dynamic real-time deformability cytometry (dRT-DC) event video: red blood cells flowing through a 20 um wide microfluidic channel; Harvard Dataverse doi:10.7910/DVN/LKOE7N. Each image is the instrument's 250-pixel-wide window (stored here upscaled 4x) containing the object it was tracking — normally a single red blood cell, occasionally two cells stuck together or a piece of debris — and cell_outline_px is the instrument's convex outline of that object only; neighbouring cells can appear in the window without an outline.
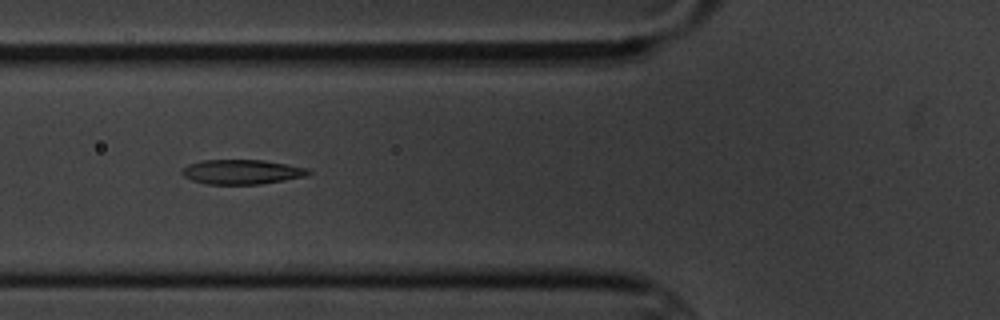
{"species": "common noctule bat (a hibernating species)", "species_latin": "Nyctalus noctula", "temperature_condition": "cold", "stored_images_in_passage": 7, "camera_frame_rate_fps": 3000, "um_per_image_px": 0.085, "animal": {"sex": "male", "body_mass_g": 20.1, "forearm_length_mm": 53.5}, "frame": {"image": 1, "passage_image": 6, "time_ms": 5.667, "image_size_px": [1000, 320], "cell_outline_px": [[312, 172], [308, 176], [260, 184], [208, 184], [192, 180], [184, 176], [180, 172], [180, 168], [188, 164], [204, 160], [264, 160], [288, 164], [308, 168]], "centroid_in_image_um": [20.56, 14.6], "position_along_channel_um": 105.2, "area_um2": 18.26}}
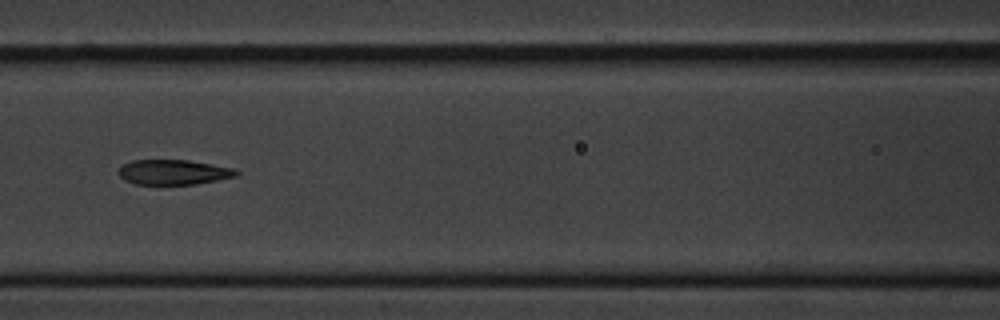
{"frame": {"image": 2, "passage_image": 7, "time_ms": 7.0, "image_size_px": [1000, 320], "cell_outline_px": [[240, 172], [236, 176], [196, 184], [136, 184], [124, 180], [116, 172], [120, 164], [132, 160], [188, 160], [236, 168]], "centroid_in_image_um": [14.71, 14.62], "position_along_channel_um": 151.9, "area_um2": 17.34}}